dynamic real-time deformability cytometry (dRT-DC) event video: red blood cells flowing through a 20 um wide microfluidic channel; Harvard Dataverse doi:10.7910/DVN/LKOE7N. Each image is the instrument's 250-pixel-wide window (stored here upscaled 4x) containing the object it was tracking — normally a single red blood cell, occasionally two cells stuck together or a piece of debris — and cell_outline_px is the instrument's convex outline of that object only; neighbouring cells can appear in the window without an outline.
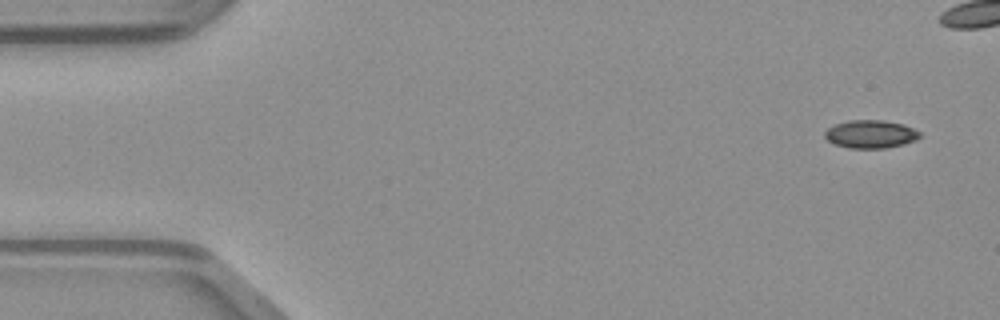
{"species": "common noctule bat (a hibernating species)", "species_latin": "Nyctalus noctula", "temperature_condition": "warm", "stored_images_in_passage": 38, "camera_frame_rate_fps": 3000, "um_per_image_px": 0.085, "animal": {"sex": "male", "body_mass_g": 23.1, "forearm_length_mm": 52.7}, "frame": {"image": 1, "passage_image": 1, "time_ms": 0.0, "image_size_px": [1000, 320], "cell_outline_px": [[920, 136], [916, 140], [904, 144], [884, 148], [848, 148], [836, 144], [828, 140], [824, 136], [824, 132], [828, 128], [836, 124], [848, 120], [884, 120], [904, 124], [920, 132]], "centroid_in_image_um": [74.01, 11.39], "position_along_channel_um": 11.0, "area_um2": 15.49}}
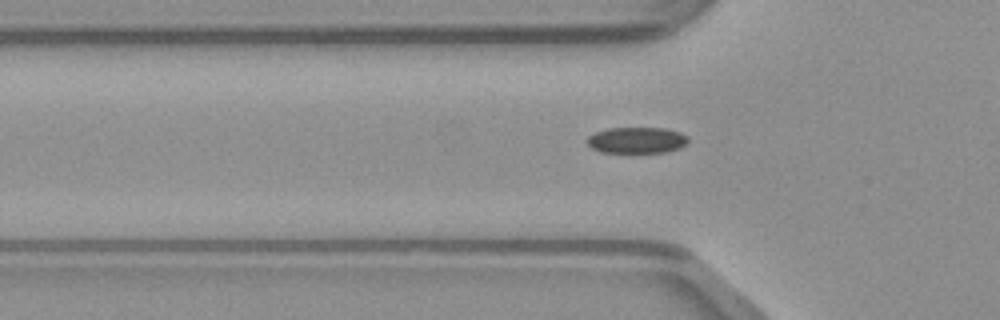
{"frame": {"image": 2, "passage_image": 14, "time_ms": 4.333, "image_size_px": [1000, 320], "cell_outline_px": [[688, 140], [680, 148], [664, 152], [600, 152], [592, 148], [588, 144], [588, 136], [596, 132], [608, 128], [664, 128], [680, 132], [688, 136]], "centroid_in_image_um": [54.13, 11.91], "position_along_channel_um": 71.7, "area_um2": 15.26}}
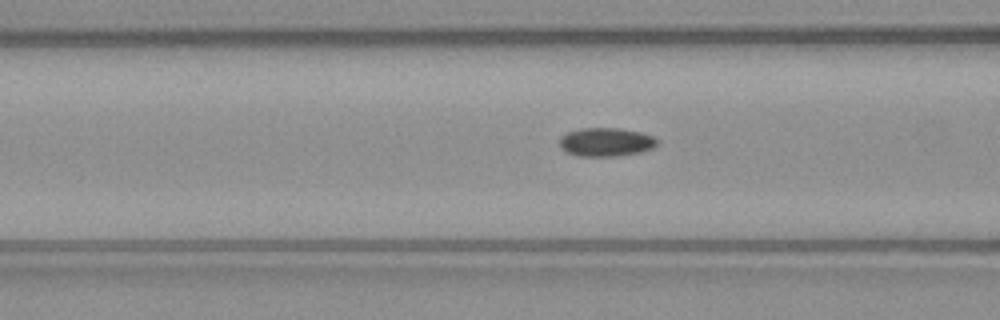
{"frame": {"image": 3, "passage_image": 17, "time_ms": 5.333, "image_size_px": [1000, 320], "cell_outline_px": [[656, 144], [652, 148], [640, 152], [616, 156], [580, 156], [568, 152], [560, 148], [560, 136], [568, 132], [580, 128], [620, 128], [640, 132], [652, 136], [656, 140]], "centroid_in_image_um": [51.47, 12.07], "position_along_channel_um": 115.1, "area_um2": 16.13}}